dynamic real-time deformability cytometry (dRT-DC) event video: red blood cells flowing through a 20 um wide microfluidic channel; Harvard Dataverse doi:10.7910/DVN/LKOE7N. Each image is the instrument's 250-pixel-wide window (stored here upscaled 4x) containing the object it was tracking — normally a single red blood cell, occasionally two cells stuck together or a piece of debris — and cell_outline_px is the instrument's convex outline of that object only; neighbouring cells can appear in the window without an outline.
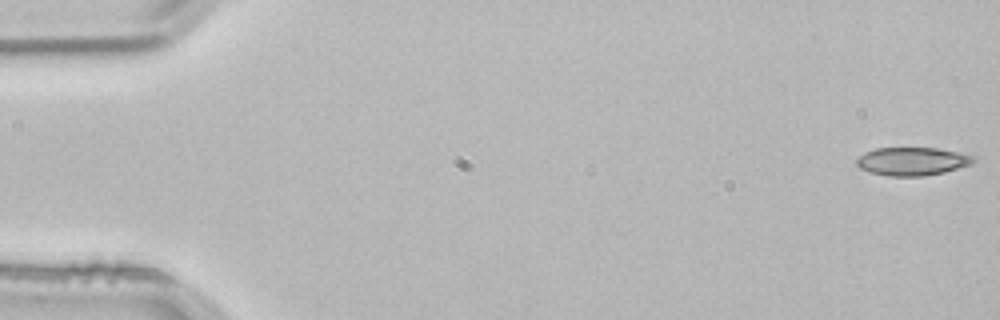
{"species": "common noctule bat (a hibernating species)", "species_latin": "Nyctalus noctula", "temperature_condition": "room temperature", "stored_images_in_passage": 4, "camera_frame_rate_fps": 3000, "um_per_image_px": 0.085, "animal": {"sex": "male", "body_mass_g": 21.5, "forearm_length_mm": 52.0}, "frame": {"image": 1, "passage_image": 1, "time_ms": 0.0, "image_size_px": [1000, 320], "cell_outline_px": [[976, 160], [972, 164], [944, 172], [924, 176], [888, 176], [872, 172], [860, 168], [856, 164], [856, 160], [864, 152], [876, 148], [936, 148], [976, 156]], "centroid_in_image_um": [77.55, 13.71], "position_along_channel_um": 7.4, "area_um2": 19.13}}
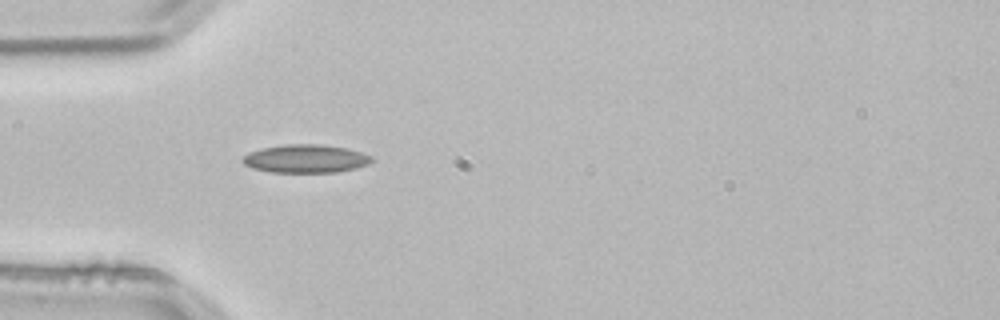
{"frame": {"image": 2, "passage_image": 4, "time_ms": 1.0, "image_size_px": [1000, 320], "cell_outline_px": [[372, 160], [368, 164], [356, 168], [336, 172], [272, 172], [252, 168], [244, 164], [240, 160], [248, 152], [260, 148], [284, 144], [320, 144], [344, 148], [360, 152], [372, 156]], "centroid_in_image_um": [25.93, 13.48], "position_along_channel_um": 59.1, "area_um2": 21.21}}